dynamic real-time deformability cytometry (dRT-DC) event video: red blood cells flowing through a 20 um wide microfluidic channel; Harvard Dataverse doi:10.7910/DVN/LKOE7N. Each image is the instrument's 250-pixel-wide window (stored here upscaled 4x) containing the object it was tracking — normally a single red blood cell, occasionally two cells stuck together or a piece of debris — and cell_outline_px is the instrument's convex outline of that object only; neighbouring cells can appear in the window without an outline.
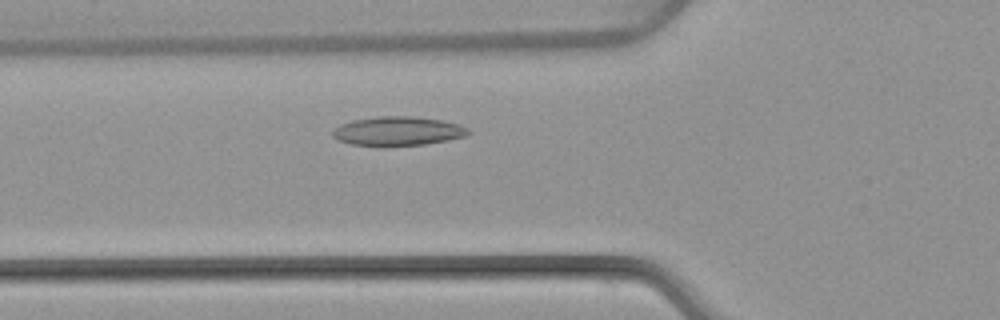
{"species": "common noctule bat (a hibernating species)", "species_latin": "Nyctalus noctula", "temperature_condition": "warm", "stored_images_in_passage": 44, "camera_frame_rate_fps": 3000, "um_per_image_px": 0.085, "animal": {"sex": "female", "body_mass_g": 22.7, "forearm_length_mm": 54.2}, "frame": {"image": 1, "passage_image": 11, "time_ms": 3.333, "image_size_px": [1000, 320], "cell_outline_px": [[472, 132], [464, 136], [448, 140], [424, 144], [384, 148], [352, 144], [336, 140], [332, 136], [332, 132], [340, 124], [352, 120], [376, 116], [412, 116], [444, 120], [460, 124], [468, 128]], "centroid_in_image_um": [33.8, 11.16], "position_along_channel_um": 92.0, "area_um2": 23.64}}
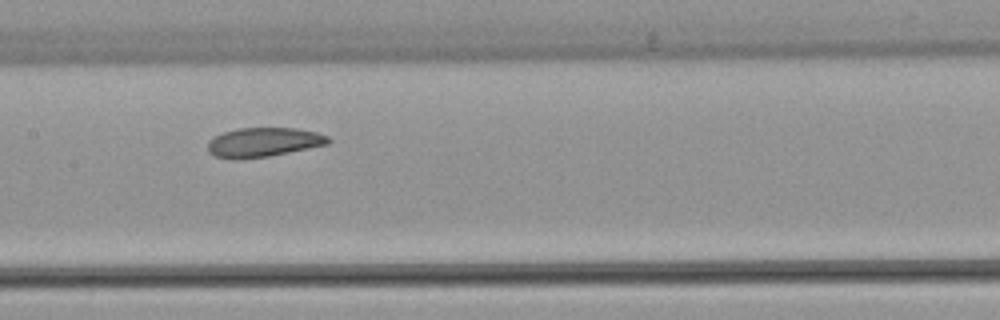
{"frame": {"image": 2, "passage_image": 18, "time_ms": 5.667, "image_size_px": [1000, 320], "cell_outline_px": [[332, 140], [328, 144], [268, 156], [236, 160], [232, 160], [216, 156], [208, 152], [208, 140], [212, 136], [236, 128], [296, 128], [316, 132], [328, 136]], "centroid_in_image_um": [22.35, 12.09], "position_along_channel_um": 185.0, "area_um2": 20.69}}
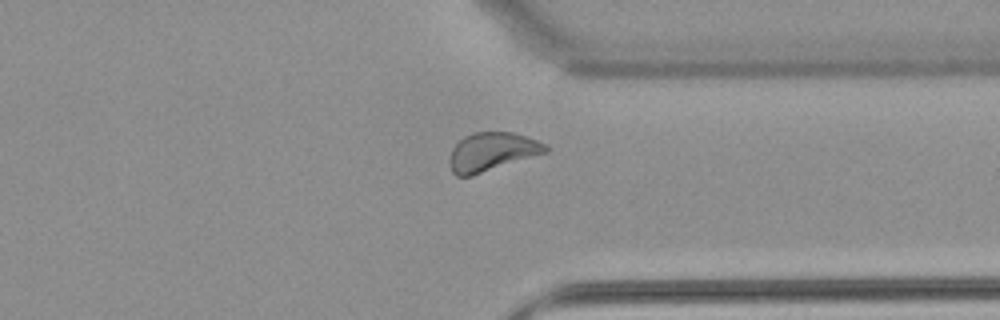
{"frame": {"image": 3, "passage_image": 32, "time_ms": 10.333, "image_size_px": [1000, 320], "cell_outline_px": [[548, 152], [472, 176], [456, 176], [452, 172], [448, 164], [448, 160], [452, 148], [464, 136], [476, 132], [512, 132], [536, 140], [544, 144], [548, 148]], "centroid_in_image_um": [41.77, 12.92], "position_along_channel_um": 369.6, "area_um2": 21.56}, "authors_computed_cell_mechanics": {"area_um2": 21.7039, "velocity_mm_per_s": 3.9747, "shape_relaxation_time_tau1_ms": 7.5479, "shape_relaxation_time_tau2_ms": 2.8555, "deformation_change_tau1": 0.1301, "deformation_change_tau2": 0.0757}}